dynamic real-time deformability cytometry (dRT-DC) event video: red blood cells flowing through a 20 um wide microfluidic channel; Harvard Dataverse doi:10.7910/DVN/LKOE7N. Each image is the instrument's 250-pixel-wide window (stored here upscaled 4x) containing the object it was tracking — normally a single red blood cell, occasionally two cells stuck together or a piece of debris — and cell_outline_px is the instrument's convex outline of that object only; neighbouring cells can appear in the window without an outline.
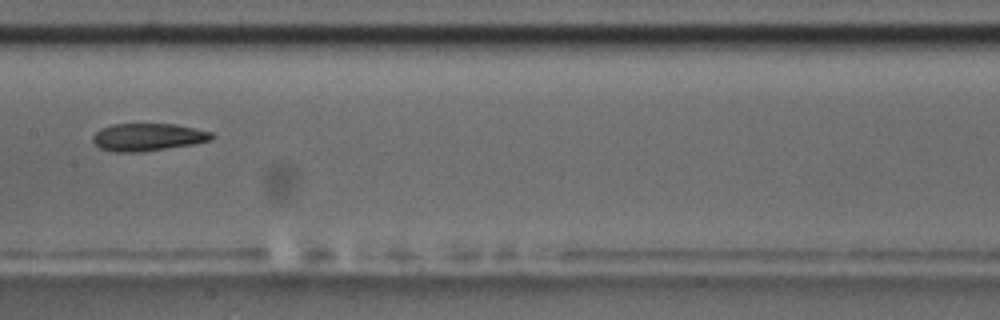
{"species": "common noctule bat (a hibernating species)", "species_latin": "Nyctalus noctula", "temperature_condition": "room temperature", "stored_images_in_passage": 9, "camera_frame_rate_fps": 3000, "um_per_image_px": 0.085, "animal": {"sex": "male", "body_mass_g": 17.5, "forearm_length_mm": 52.3}, "frame": {"image": 1, "passage_image": 9, "time_ms": 9.0, "image_size_px": [1000, 320], "cell_outline_px": [[216, 136], [212, 140], [192, 144], [140, 152], [112, 152], [100, 148], [92, 140], [92, 136], [100, 128], [112, 124], [172, 124], [196, 128], [212, 132]], "centroid_in_image_um": [12.56, 11.65], "position_along_channel_um": 194.8, "area_um2": 19.13}}